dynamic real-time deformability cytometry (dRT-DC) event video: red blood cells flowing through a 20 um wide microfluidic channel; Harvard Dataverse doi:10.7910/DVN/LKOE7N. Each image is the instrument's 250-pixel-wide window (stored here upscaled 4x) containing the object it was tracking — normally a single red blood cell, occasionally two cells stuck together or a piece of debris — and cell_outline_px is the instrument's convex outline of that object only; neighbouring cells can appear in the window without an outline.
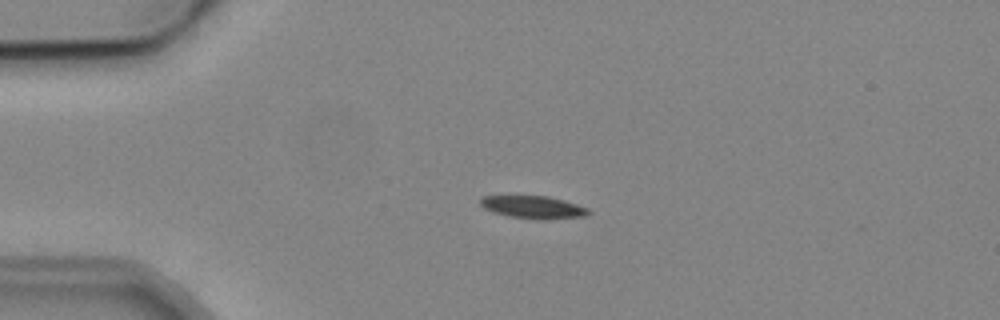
{"species": "common noctule bat (a hibernating species)", "species_latin": "Nyctalus noctula", "temperature_condition": "cold", "stored_images_in_passage": 2, "camera_frame_rate_fps": 3000, "um_per_image_px": 0.085, "animal": {"sex": "male", "body_mass_g": 19.2, "forearm_length_mm": 51.8}, "frame": {"image": 1, "passage_image": 2, "time_ms": 1.667, "image_size_px": [1000, 320], "cell_outline_px": [[592, 212], [584, 216], [508, 216], [492, 212], [484, 208], [480, 204], [480, 196], [548, 196], [576, 204], [588, 208]], "centroid_in_image_um": [45.22, 17.54], "position_along_channel_um": 39.8, "area_um2": 13.12}}